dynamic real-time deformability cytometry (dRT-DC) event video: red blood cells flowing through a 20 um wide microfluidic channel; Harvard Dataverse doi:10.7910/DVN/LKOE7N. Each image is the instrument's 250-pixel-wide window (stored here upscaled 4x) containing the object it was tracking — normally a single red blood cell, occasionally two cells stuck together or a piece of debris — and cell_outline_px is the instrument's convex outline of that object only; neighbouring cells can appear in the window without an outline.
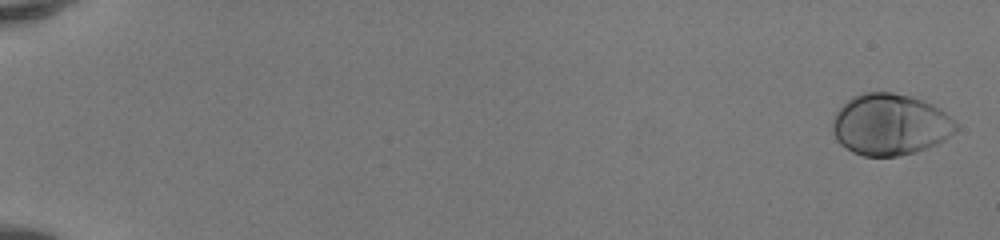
{"species": "human", "species_latin": "Homo sapiens", "temperature_condition": "room temperature", "stored_images_in_passage": 52, "camera_frame_rate_fps": 3000, "um_per_image_px": 0.085, "donor": {"sex": "female"}, "frame": {"image": 1, "passage_image": 2, "time_ms": 0.333, "image_size_px": [1000, 240], "cell_outline_px": [[960, 124], [956, 132], [944, 140], [928, 148], [916, 152], [900, 156], [864, 156], [852, 152], [840, 144], [836, 140], [832, 132], [832, 120], [836, 112], [852, 96], [864, 92], [892, 92], [908, 96], [932, 104], [940, 108], [956, 120]], "centroid_in_image_um": [75.68, 10.6], "position_along_channel_um": 9.3, "area_um2": 44.56}}
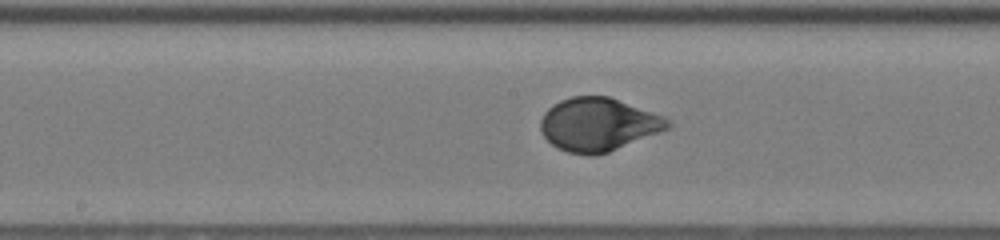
{"frame": {"image": 2, "passage_image": 30, "time_ms": 9.667, "image_size_px": [1000, 240], "cell_outline_px": [[672, 128], [608, 152], [596, 156], [588, 156], [568, 152], [556, 148], [544, 136], [540, 128], [540, 120], [544, 112], [552, 104], [560, 100], [572, 96], [608, 96], [664, 116], [672, 120]], "centroid_in_image_um": [50.87, 10.59], "position_along_channel_um": 197.3, "area_um2": 39.82}}
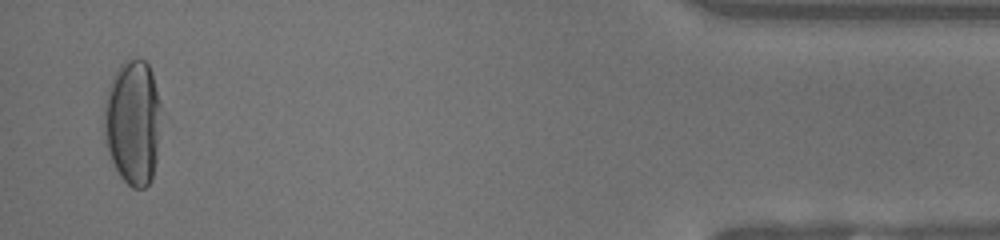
{"frame": {"image": 3, "passage_image": 51, "time_ms": 16.667, "image_size_px": [1000, 240], "cell_outline_px": [[160, 108], [156, 160], [152, 180], [144, 188], [132, 188], [120, 176], [108, 152], [104, 132], [104, 104], [108, 88], [120, 64], [124, 60], [144, 60], [148, 64], [152, 72], [160, 104]], "centroid_in_image_um": [11.28, 10.4], "position_along_channel_um": 423.9, "area_um2": 41.15}, "authors_computed_cell_mechanics": {"area_um2": 40.3444, "velocity_mm_per_s": 4.1378, "shape_relaxation_time_tau1_ms": 3.3567, "shape_relaxation_time_tau2_ms": null, "deformation_change_tau1": 0.1996, "deformation_change_tau2": null}}